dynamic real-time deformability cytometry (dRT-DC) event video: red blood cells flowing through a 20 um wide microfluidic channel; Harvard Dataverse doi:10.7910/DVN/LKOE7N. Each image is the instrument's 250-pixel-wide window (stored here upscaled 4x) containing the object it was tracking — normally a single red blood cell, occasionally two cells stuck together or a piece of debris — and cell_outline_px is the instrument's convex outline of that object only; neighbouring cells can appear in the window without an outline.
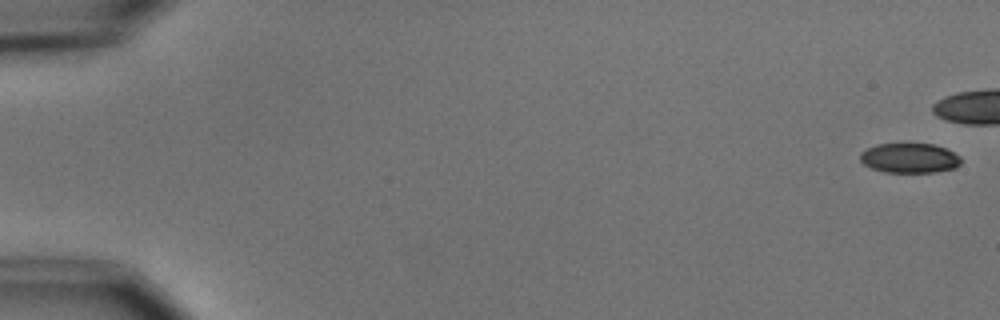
{"species": "common noctule bat (a hibernating species)", "species_latin": "Nyctalus noctula", "temperature_condition": "cold", "stored_images_in_passage": 6, "camera_frame_rate_fps": 3000, "um_per_image_px": 0.085, "animal": {"sex": "male", "body_mass_g": 15.6}, "frame": {"image": 1, "passage_image": 1, "time_ms": 0.0, "image_size_px": [1000, 320], "cell_outline_px": [[960, 164], [956, 168], [936, 172], [884, 172], [872, 168], [864, 164], [860, 160], [860, 152], [876, 144], [932, 144], [944, 148], [960, 156]], "centroid_in_image_um": [77.3, 13.44], "position_along_channel_um": 7.7, "area_um2": 17.4}}